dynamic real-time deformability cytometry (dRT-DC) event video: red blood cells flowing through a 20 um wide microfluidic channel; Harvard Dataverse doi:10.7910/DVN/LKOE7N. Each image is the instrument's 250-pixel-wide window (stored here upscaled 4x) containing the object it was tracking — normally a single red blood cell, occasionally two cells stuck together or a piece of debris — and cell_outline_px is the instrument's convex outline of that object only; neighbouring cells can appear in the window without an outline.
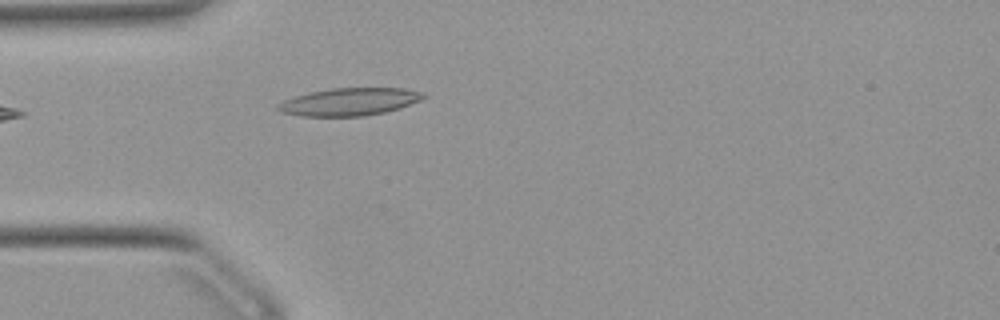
{"species": "Egyptian fruit bat (a non-hibernating species)", "species_latin": "Rousettus aegyptiacus", "temperature_condition": "warm", "stored_images_in_passage": 5, "camera_frame_rate_fps": 3000, "um_per_image_px": 0.085, "animal": {"sex": "female"}, "frame": {"image": 1, "passage_image": 1, "time_ms": 0.0, "image_size_px": [1000, 320], "cell_outline_px": [[428, 96], [420, 100], [400, 108], [384, 112], [364, 116], [300, 116], [280, 112], [276, 108], [276, 104], [284, 100], [296, 96], [312, 92], [332, 88], [404, 88], [424, 92]], "centroid_in_image_um": [29.71, 8.65], "position_along_channel_um": 55.3, "area_um2": 23.41}}